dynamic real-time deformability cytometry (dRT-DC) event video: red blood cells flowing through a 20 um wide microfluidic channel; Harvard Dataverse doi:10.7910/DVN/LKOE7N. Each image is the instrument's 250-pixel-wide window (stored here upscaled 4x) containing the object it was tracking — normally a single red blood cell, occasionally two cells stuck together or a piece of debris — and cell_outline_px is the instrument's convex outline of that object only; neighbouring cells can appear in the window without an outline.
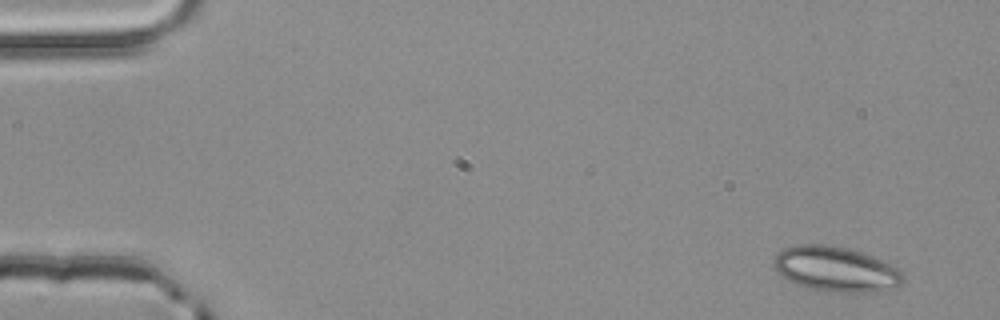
{"species": "common noctule bat (a hibernating species)", "species_latin": "Nyctalus noctula", "temperature_condition": "room temperature", "stored_images_in_passage": 3, "camera_frame_rate_fps": 3000, "um_per_image_px": 0.085, "animal": {"sex": "male", "body_mass_g": 20.4}, "frame": {"image": 1, "passage_image": 1, "time_ms": 0.0, "image_size_px": [1000, 320], "cell_outline_px": [[904, 284], [896, 288], [884, 292], [828, 292], [804, 288], [788, 280], [772, 268], [772, 260], [784, 248], [800, 244], [824, 244], [848, 248], [884, 260], [900, 268], [904, 272]], "centroid_in_image_um": [71.1, 22.9], "position_along_channel_um": 13.9, "area_um2": 34.8}}